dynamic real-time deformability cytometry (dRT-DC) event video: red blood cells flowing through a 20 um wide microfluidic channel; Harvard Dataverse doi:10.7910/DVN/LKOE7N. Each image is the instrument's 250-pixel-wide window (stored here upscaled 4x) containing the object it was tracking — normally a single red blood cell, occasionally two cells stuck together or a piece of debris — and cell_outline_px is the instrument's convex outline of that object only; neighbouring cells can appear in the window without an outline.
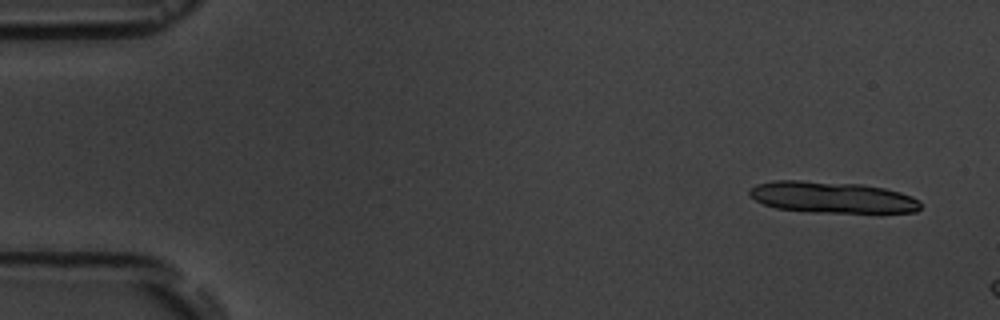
{"species": "common noctule bat (a hibernating species)", "species_latin": "Nyctalus noctula", "temperature_condition": "room temperature", "stored_images_in_passage": 3, "camera_frame_rate_fps": 3000, "um_per_image_px": 0.085, "animal": {"sex": "male", "body_mass_g": 19.5, "forearm_length_mm": 54.6}, "frame": {"image": 1, "passage_image": 1, "time_ms": 0.0, "image_size_px": [1000, 320], "cell_outline_px": [[920, 208], [916, 212], [808, 212], [776, 208], [764, 204], [756, 200], [748, 192], [756, 184], [772, 180], [800, 180], [860, 184], [884, 188], [900, 192], [912, 196], [920, 200]], "centroid_in_image_um": [70.72, 16.76], "position_along_channel_um": 14.3, "area_um2": 31.21}}